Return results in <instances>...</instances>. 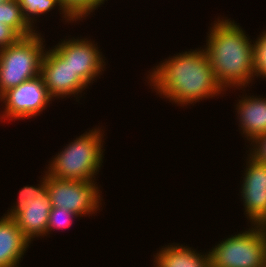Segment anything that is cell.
Wrapping results in <instances>:
<instances>
[{"instance_id": "cell-1", "label": "cell", "mask_w": 266, "mask_h": 267, "mask_svg": "<svg viewBox=\"0 0 266 267\" xmlns=\"http://www.w3.org/2000/svg\"><path fill=\"white\" fill-rule=\"evenodd\" d=\"M145 80L152 92L176 106L186 107L226 94L213 73L205 49L169 55L155 64Z\"/></svg>"}, {"instance_id": "cell-2", "label": "cell", "mask_w": 266, "mask_h": 267, "mask_svg": "<svg viewBox=\"0 0 266 267\" xmlns=\"http://www.w3.org/2000/svg\"><path fill=\"white\" fill-rule=\"evenodd\" d=\"M220 16L210 24L203 48L225 92L247 91L255 79L253 39L234 19Z\"/></svg>"}, {"instance_id": "cell-3", "label": "cell", "mask_w": 266, "mask_h": 267, "mask_svg": "<svg viewBox=\"0 0 266 267\" xmlns=\"http://www.w3.org/2000/svg\"><path fill=\"white\" fill-rule=\"evenodd\" d=\"M98 126V127H97ZM70 140L52 156L45 171L49 176L68 180L93 181L100 173L104 160V127L97 125ZM102 128V129H101Z\"/></svg>"}, {"instance_id": "cell-4", "label": "cell", "mask_w": 266, "mask_h": 267, "mask_svg": "<svg viewBox=\"0 0 266 267\" xmlns=\"http://www.w3.org/2000/svg\"><path fill=\"white\" fill-rule=\"evenodd\" d=\"M247 226L209 249L211 267H266V230Z\"/></svg>"}, {"instance_id": "cell-5", "label": "cell", "mask_w": 266, "mask_h": 267, "mask_svg": "<svg viewBox=\"0 0 266 267\" xmlns=\"http://www.w3.org/2000/svg\"><path fill=\"white\" fill-rule=\"evenodd\" d=\"M44 35L37 31L0 50V96L10 88L40 75L45 53Z\"/></svg>"}, {"instance_id": "cell-6", "label": "cell", "mask_w": 266, "mask_h": 267, "mask_svg": "<svg viewBox=\"0 0 266 267\" xmlns=\"http://www.w3.org/2000/svg\"><path fill=\"white\" fill-rule=\"evenodd\" d=\"M38 184L19 189L17 201L3 215L13 218L23 235L31 242L47 237V224L52 209L47 191V172Z\"/></svg>"}, {"instance_id": "cell-7", "label": "cell", "mask_w": 266, "mask_h": 267, "mask_svg": "<svg viewBox=\"0 0 266 267\" xmlns=\"http://www.w3.org/2000/svg\"><path fill=\"white\" fill-rule=\"evenodd\" d=\"M100 188L96 180H68L47 174V191L52 208H65L80 218L92 217L103 210L101 207L105 202Z\"/></svg>"}, {"instance_id": "cell-8", "label": "cell", "mask_w": 266, "mask_h": 267, "mask_svg": "<svg viewBox=\"0 0 266 267\" xmlns=\"http://www.w3.org/2000/svg\"><path fill=\"white\" fill-rule=\"evenodd\" d=\"M54 102L41 75L10 88L0 96V121L29 120L43 114ZM4 107V108H3ZM44 110V111H43ZM2 113V114H1Z\"/></svg>"}, {"instance_id": "cell-9", "label": "cell", "mask_w": 266, "mask_h": 267, "mask_svg": "<svg viewBox=\"0 0 266 267\" xmlns=\"http://www.w3.org/2000/svg\"><path fill=\"white\" fill-rule=\"evenodd\" d=\"M63 38L52 48L66 61L82 81L89 87L106 71L105 55L95 40L89 37Z\"/></svg>"}, {"instance_id": "cell-10", "label": "cell", "mask_w": 266, "mask_h": 267, "mask_svg": "<svg viewBox=\"0 0 266 267\" xmlns=\"http://www.w3.org/2000/svg\"><path fill=\"white\" fill-rule=\"evenodd\" d=\"M245 167L240 181V200L249 225L266 223V164L245 155ZM243 178V179H242Z\"/></svg>"}, {"instance_id": "cell-11", "label": "cell", "mask_w": 266, "mask_h": 267, "mask_svg": "<svg viewBox=\"0 0 266 267\" xmlns=\"http://www.w3.org/2000/svg\"><path fill=\"white\" fill-rule=\"evenodd\" d=\"M40 75L54 100L76 97L79 102L84 91L90 89L50 45L42 58Z\"/></svg>"}, {"instance_id": "cell-12", "label": "cell", "mask_w": 266, "mask_h": 267, "mask_svg": "<svg viewBox=\"0 0 266 267\" xmlns=\"http://www.w3.org/2000/svg\"><path fill=\"white\" fill-rule=\"evenodd\" d=\"M244 94V95H243ZM246 94V95H245ZM235 100L238 130L247 143H252L260 135L266 134V98L260 95H247L242 92ZM238 101V102H237Z\"/></svg>"}, {"instance_id": "cell-13", "label": "cell", "mask_w": 266, "mask_h": 267, "mask_svg": "<svg viewBox=\"0 0 266 267\" xmlns=\"http://www.w3.org/2000/svg\"><path fill=\"white\" fill-rule=\"evenodd\" d=\"M31 244L13 218L0 216V267H21Z\"/></svg>"}, {"instance_id": "cell-14", "label": "cell", "mask_w": 266, "mask_h": 267, "mask_svg": "<svg viewBox=\"0 0 266 267\" xmlns=\"http://www.w3.org/2000/svg\"><path fill=\"white\" fill-rule=\"evenodd\" d=\"M167 244L153 254V267H211L209 250L200 252L187 244Z\"/></svg>"}, {"instance_id": "cell-15", "label": "cell", "mask_w": 266, "mask_h": 267, "mask_svg": "<svg viewBox=\"0 0 266 267\" xmlns=\"http://www.w3.org/2000/svg\"><path fill=\"white\" fill-rule=\"evenodd\" d=\"M20 2L23 17L27 21V23L37 31H40L37 29V23L40 22L37 20H41L43 15L46 16L49 12L52 10L58 9L60 17H62L61 21H65L64 24H74L75 21L64 11L62 8L61 3L59 0H18ZM38 18V19H37ZM36 24V26H35Z\"/></svg>"}, {"instance_id": "cell-16", "label": "cell", "mask_w": 266, "mask_h": 267, "mask_svg": "<svg viewBox=\"0 0 266 267\" xmlns=\"http://www.w3.org/2000/svg\"><path fill=\"white\" fill-rule=\"evenodd\" d=\"M0 22L13 28L21 37H27L36 32L24 19L18 0L0 3Z\"/></svg>"}, {"instance_id": "cell-17", "label": "cell", "mask_w": 266, "mask_h": 267, "mask_svg": "<svg viewBox=\"0 0 266 267\" xmlns=\"http://www.w3.org/2000/svg\"><path fill=\"white\" fill-rule=\"evenodd\" d=\"M106 1L108 2V0H59L64 11L77 24L93 15L95 10H98Z\"/></svg>"}, {"instance_id": "cell-18", "label": "cell", "mask_w": 266, "mask_h": 267, "mask_svg": "<svg viewBox=\"0 0 266 267\" xmlns=\"http://www.w3.org/2000/svg\"><path fill=\"white\" fill-rule=\"evenodd\" d=\"M75 213H72L65 208H52L50 211L48 224H47V237L54 231L67 230L72 227L74 219L78 218Z\"/></svg>"}, {"instance_id": "cell-19", "label": "cell", "mask_w": 266, "mask_h": 267, "mask_svg": "<svg viewBox=\"0 0 266 267\" xmlns=\"http://www.w3.org/2000/svg\"><path fill=\"white\" fill-rule=\"evenodd\" d=\"M253 40L254 78L266 79V28Z\"/></svg>"}, {"instance_id": "cell-20", "label": "cell", "mask_w": 266, "mask_h": 267, "mask_svg": "<svg viewBox=\"0 0 266 267\" xmlns=\"http://www.w3.org/2000/svg\"><path fill=\"white\" fill-rule=\"evenodd\" d=\"M249 145V146H248ZM247 146L246 154L248 153L256 161L266 164V134L260 135L252 143Z\"/></svg>"}, {"instance_id": "cell-21", "label": "cell", "mask_w": 266, "mask_h": 267, "mask_svg": "<svg viewBox=\"0 0 266 267\" xmlns=\"http://www.w3.org/2000/svg\"><path fill=\"white\" fill-rule=\"evenodd\" d=\"M21 36L11 27L0 22V50L17 42Z\"/></svg>"}, {"instance_id": "cell-22", "label": "cell", "mask_w": 266, "mask_h": 267, "mask_svg": "<svg viewBox=\"0 0 266 267\" xmlns=\"http://www.w3.org/2000/svg\"><path fill=\"white\" fill-rule=\"evenodd\" d=\"M9 0H0V3H4V2H7Z\"/></svg>"}]
</instances>
